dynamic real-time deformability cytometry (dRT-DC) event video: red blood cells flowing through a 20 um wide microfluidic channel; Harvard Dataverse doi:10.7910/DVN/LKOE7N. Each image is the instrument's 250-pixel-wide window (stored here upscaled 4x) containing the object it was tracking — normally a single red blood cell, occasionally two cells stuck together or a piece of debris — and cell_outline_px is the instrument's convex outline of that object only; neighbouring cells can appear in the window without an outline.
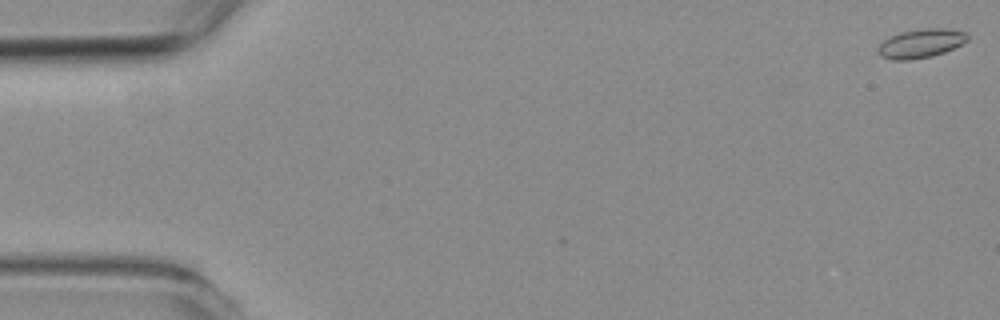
{"species": "common noctule bat (a hibernating species)", "species_latin": "Nyctalus noctula", "temperature_condition": "room temperature", "stored_images_in_passage": 55, "camera_frame_rate_fps": 3000, "um_per_image_px": 0.085, "animal": {"sex": "female", "body_mass_g": 19.3, "forearm_length_mm": 54.1}, "frame": {"image": 1, "passage_image": 1, "time_ms": 0.0, "image_size_px": [1000, 320], "cell_outline_px": [[968, 40], [944, 52], [932, 56], [908, 60], [892, 60], [880, 56], [880, 44], [884, 40], [900, 32], [924, 28], [948, 28], [968, 32]], "centroid_in_image_um": [78.31, 3.67], "position_along_channel_um": 6.7, "area_um2": 14.91}}
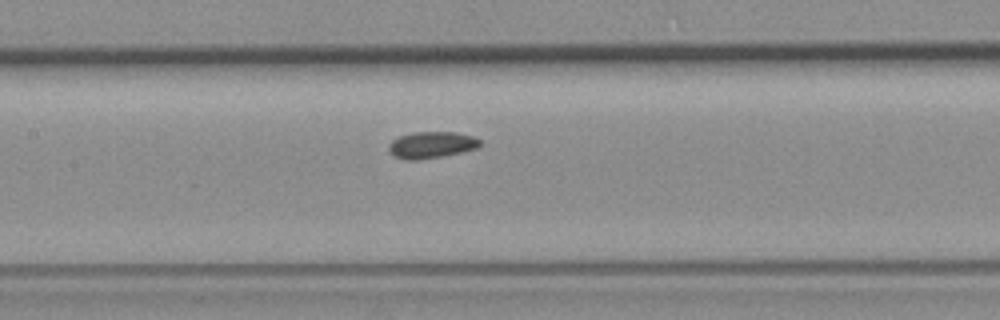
{"frame": {"image": 2, "passage_image": 26, "time_ms": 8.333, "image_size_px": [1000, 320], "cell_outline_px": [[480, 144], [476, 148], [460, 152], [420, 160], [404, 160], [396, 156], [388, 148], [388, 144], [392, 140], [400, 136], [412, 132], [456, 132], [472, 136], [480, 140]], "centroid_in_image_um": [36.65, 12.31], "position_along_channel_um": 170.8, "area_um2": 13.93}}
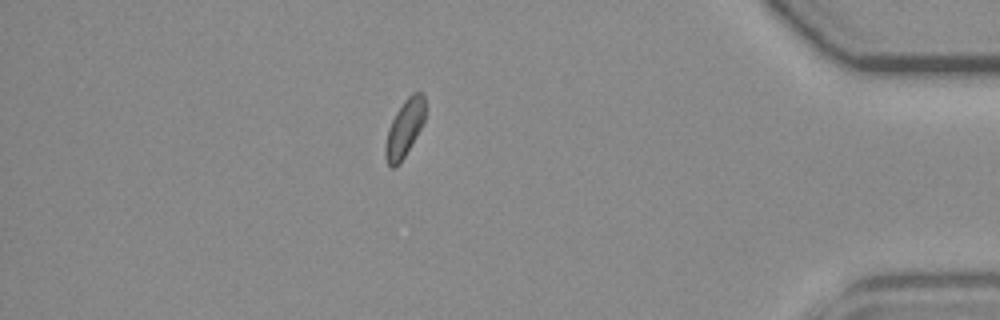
{"frame": {"image": 3, "passage_image": 48, "time_ms": 15.667, "image_size_px": [1000, 320], "cell_outline_px": [[424, 120], [416, 136], [400, 164], [396, 168], [392, 168], [388, 164], [384, 156], [384, 148], [388, 128], [396, 112], [404, 100], [412, 92], [420, 92], [424, 96]], "centroid_in_image_um": [34.35, 10.94], "position_along_channel_um": 400.9, "area_um2": 13.18}, "authors_computed_cell_mechanics": {"area_um2": 13.9298, "velocity_mm_per_s": 3.7518, "shape_relaxation_time_tau1_ms": null, "shape_relaxation_time_tau2_ms": 7.4175, "deformation_change_tau1": null, "deformation_change_tau2": 0.1001}}